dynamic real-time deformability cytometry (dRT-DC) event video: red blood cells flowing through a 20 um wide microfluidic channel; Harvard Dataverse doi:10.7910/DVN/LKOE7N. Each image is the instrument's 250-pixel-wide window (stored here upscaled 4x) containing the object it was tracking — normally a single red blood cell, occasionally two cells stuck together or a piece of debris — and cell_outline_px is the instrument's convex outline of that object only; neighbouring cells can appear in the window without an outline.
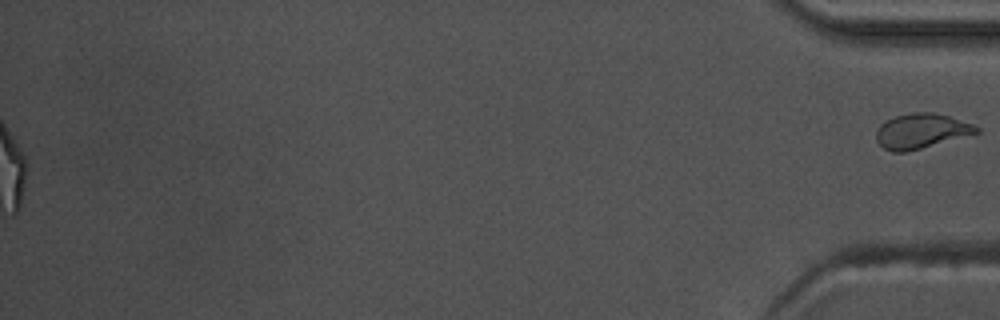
{"species": "common noctule bat (a hibernating species)", "species_latin": "Nyctalus noctula", "temperature_condition": "warm", "stored_images_in_passage": 56, "camera_frame_rate_fps": 3000, "um_per_image_px": 0.085, "animal": {"sex": "male", "body_mass_g": 17.5, "forearm_length_mm": 52.3}, "frame": {"image": 1, "passage_image": 56, "time_ms": 18.333, "image_size_px": [1000, 320], "cell_outline_px": [[980, 132], [920, 148], [904, 152], [892, 152], [884, 148], [876, 140], [876, 128], [880, 124], [896, 116], [912, 112], [932, 112], [948, 116], [972, 124], [980, 128]], "centroid_in_image_um": [78.27, 11.13], "position_along_channel_um": 356.9, "area_um2": 20.06}}